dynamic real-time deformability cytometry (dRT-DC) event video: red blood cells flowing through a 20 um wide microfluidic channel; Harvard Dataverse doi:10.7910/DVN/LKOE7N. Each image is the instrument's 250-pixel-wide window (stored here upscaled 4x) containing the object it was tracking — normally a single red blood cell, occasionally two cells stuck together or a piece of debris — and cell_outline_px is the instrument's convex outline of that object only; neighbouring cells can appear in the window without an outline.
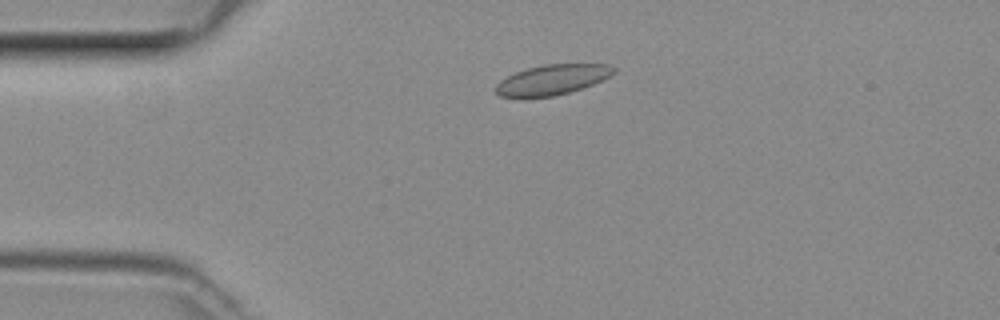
{"species": "common noctule bat (a hibernating species)", "species_latin": "Nyctalus noctula", "temperature_condition": "room temperature", "stored_images_in_passage": 39, "camera_frame_rate_fps": 3000, "um_per_image_px": 0.085, "animal": {"sex": "female", "body_mass_g": 29.2, "forearm_length_mm": 56.3}, "frame": {"image": 1, "passage_image": 1, "time_ms": 0.0, "image_size_px": [1000, 320], "cell_outline_px": [[616, 72], [592, 84], [568, 92], [552, 96], [500, 96], [496, 92], [496, 84], [500, 80], [516, 72], [528, 68], [544, 64], [608, 64], [616, 68]], "centroid_in_image_um": [46.95, 6.75], "position_along_channel_um": 38.0, "area_um2": 20.17}}
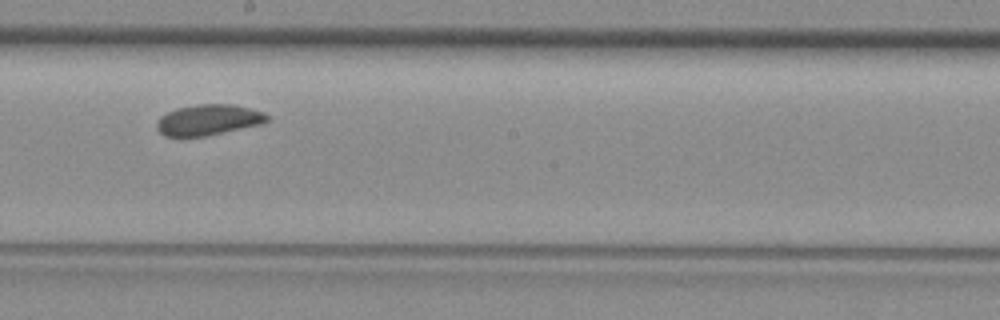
{"frame": {"image": 2, "passage_image": 17, "time_ms": 5.333, "image_size_px": [1000, 320], "cell_outline_px": [[268, 120], [260, 124], [204, 136], [164, 136], [156, 128], [156, 124], [160, 116], [176, 108], [196, 104], [232, 104], [264, 112], [268, 116]], "centroid_in_image_um": [17.67, 10.18], "position_along_channel_um": 230.5, "area_um2": 19.54}}
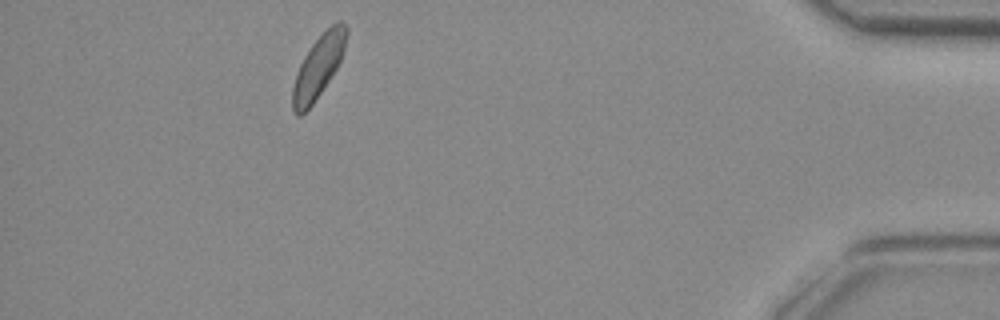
{"frame": {"image": 3, "passage_image": 34, "time_ms": 11.0, "image_size_px": [1000, 320], "cell_outline_px": [[348, 36], [340, 60], [336, 68], [312, 104], [300, 116], [296, 116], [292, 108], [292, 88], [300, 64], [304, 56], [312, 44], [336, 20], [340, 20], [348, 28]], "centroid_in_image_um": [27.06, 5.64], "position_along_channel_um": 408.1, "area_um2": 19.13}}